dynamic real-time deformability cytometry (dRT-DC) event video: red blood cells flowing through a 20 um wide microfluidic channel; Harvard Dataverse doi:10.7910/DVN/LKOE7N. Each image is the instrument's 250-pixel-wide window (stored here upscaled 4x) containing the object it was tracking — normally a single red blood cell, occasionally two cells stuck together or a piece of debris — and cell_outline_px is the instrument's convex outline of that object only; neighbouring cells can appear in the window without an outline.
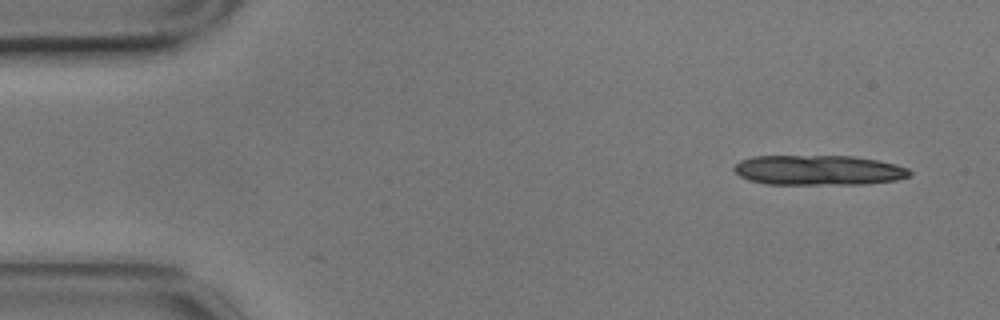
{"species": "common noctule bat (a hibernating species)", "species_latin": "Nyctalus noctula", "temperature_condition": "cold", "stored_images_in_passage": 3, "camera_frame_rate_fps": 3000, "um_per_image_px": 0.085, "animal": {"sex": "male", "body_mass_g": 17.9}, "frame": {"image": 1, "passage_image": 1, "time_ms": 0.0, "image_size_px": [1000, 320], "cell_outline_px": [[912, 172], [908, 176], [896, 180], [864, 184], [768, 184], [748, 180], [740, 176], [732, 168], [740, 160], [752, 156], [852, 156], [880, 160], [896, 164], [908, 168]], "centroid_in_image_um": [69.57, 14.46], "position_along_channel_um": 15.4, "area_um2": 30.81}}